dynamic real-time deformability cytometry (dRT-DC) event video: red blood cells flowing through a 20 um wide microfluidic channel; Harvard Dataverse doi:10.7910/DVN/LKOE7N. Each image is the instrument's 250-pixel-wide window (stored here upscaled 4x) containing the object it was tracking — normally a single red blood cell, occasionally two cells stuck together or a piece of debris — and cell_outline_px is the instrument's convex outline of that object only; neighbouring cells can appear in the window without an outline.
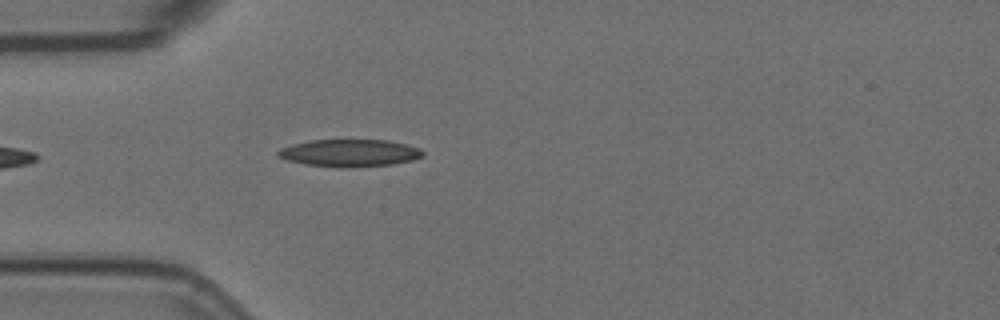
{"species": "Egyptian fruit bat (a non-hibernating species)", "species_latin": "Rousettus aegyptiacus", "temperature_condition": "room temperature", "stored_images_in_passage": 5, "camera_frame_rate_fps": 3000, "um_per_image_px": 0.085, "animal": {"sex": "female"}, "frame": {"image": 1, "passage_image": 5, "time_ms": 1.333, "image_size_px": [1000, 320], "cell_outline_px": [[424, 156], [412, 160], [392, 164], [340, 168], [304, 164], [288, 160], [280, 156], [276, 152], [280, 148], [292, 144], [308, 140], [388, 140], [408, 144], [420, 148], [424, 152]], "centroid_in_image_um": [29.74, 13.0], "position_along_channel_um": 55.3, "area_um2": 23.12}}